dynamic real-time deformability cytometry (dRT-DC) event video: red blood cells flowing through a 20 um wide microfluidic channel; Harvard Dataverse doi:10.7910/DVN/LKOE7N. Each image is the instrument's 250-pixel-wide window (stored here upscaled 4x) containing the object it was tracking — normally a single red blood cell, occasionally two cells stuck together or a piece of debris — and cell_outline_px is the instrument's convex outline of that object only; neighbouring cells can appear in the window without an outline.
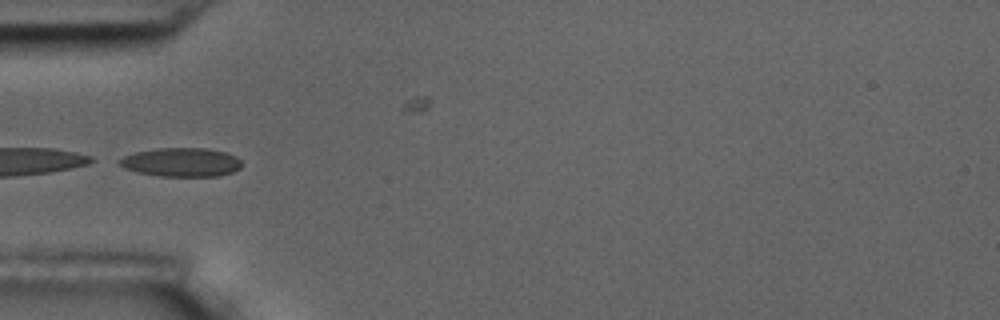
{"species": "common noctule bat (a hibernating species)", "species_latin": "Nyctalus noctula", "temperature_condition": "room temperature", "stored_images_in_passage": 8, "camera_frame_rate_fps": 3000, "um_per_image_px": 0.085, "animal": {"sex": "male", "body_mass_g": 17.5, "forearm_length_mm": 52.3}, "frame": {"image": 1, "passage_image": 6, "time_ms": 5.667, "image_size_px": [1000, 320], "cell_outline_px": [[244, 164], [240, 168], [232, 172], [220, 176], [160, 176], [136, 172], [124, 168], [116, 160], [124, 156], [136, 152], [156, 148], [208, 148], [224, 152], [236, 156]], "centroid_in_image_um": [15.42, 13.79], "position_along_channel_um": 69.6, "area_um2": 20.69}}